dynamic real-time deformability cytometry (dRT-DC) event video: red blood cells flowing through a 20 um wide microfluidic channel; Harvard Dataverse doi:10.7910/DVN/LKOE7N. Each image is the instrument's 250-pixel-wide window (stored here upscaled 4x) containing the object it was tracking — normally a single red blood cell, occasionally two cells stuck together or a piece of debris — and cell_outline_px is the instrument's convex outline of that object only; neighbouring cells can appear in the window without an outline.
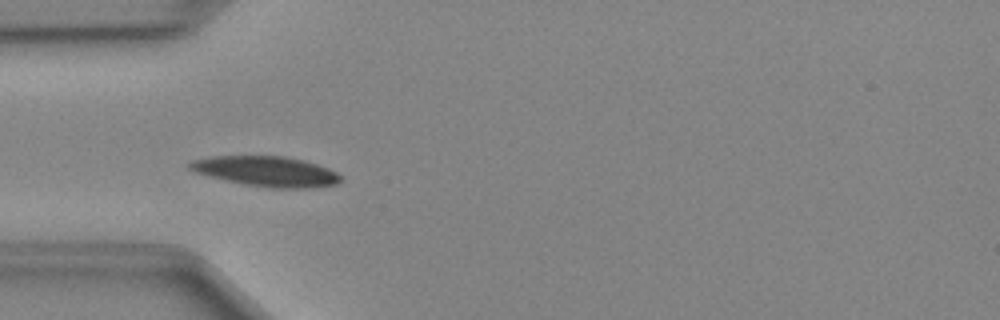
{"species": "Egyptian fruit bat (a non-hibernating species)", "species_latin": "Rousettus aegyptiacus", "temperature_condition": "cold", "stored_images_in_passage": 39, "camera_frame_rate_fps": 3000, "um_per_image_px": 0.085, "animal": {"sex": "female"}, "frame": {"image": 1, "passage_image": 5, "time_ms": 1.333, "image_size_px": [1000, 320], "cell_outline_px": [[340, 180], [336, 184], [312, 188], [272, 188], [244, 184], [208, 176], [196, 172], [188, 168], [184, 164], [192, 160], [212, 156], [284, 156], [304, 160], [328, 168], [336, 172], [340, 176]], "centroid_in_image_um": [22.6, 14.56], "position_along_channel_um": 62.4, "area_um2": 26.53}}
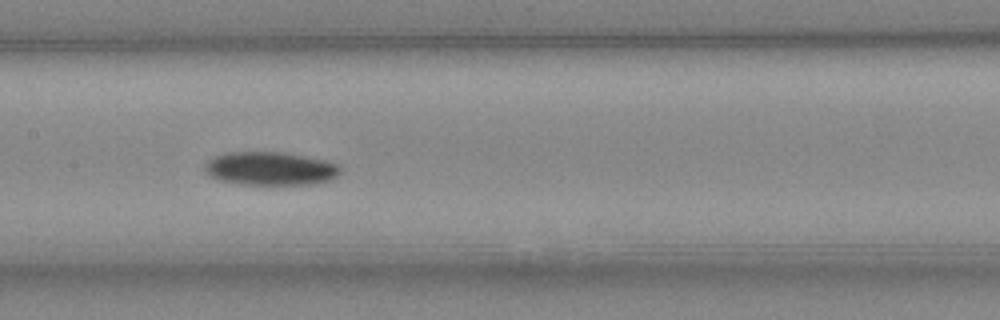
{"frame": {"image": 2, "passage_image": 14, "time_ms": 4.333, "image_size_px": [1000, 320], "cell_outline_px": [[340, 172], [336, 176], [328, 180], [312, 184], [244, 184], [220, 180], [204, 172], [204, 164], [208, 160], [224, 152], [280, 152], [324, 160], [340, 164]], "centroid_in_image_um": [22.95, 14.32], "position_along_channel_um": 184.4, "area_um2": 26.13}}
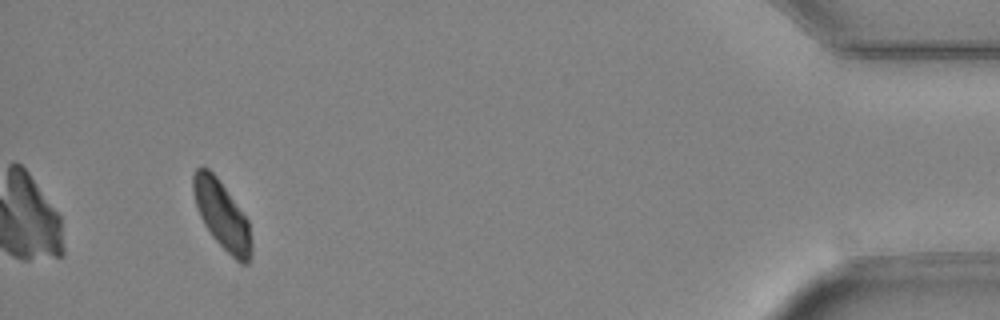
{"frame": {"image": 3, "passage_image": 36, "time_ms": 11.667, "image_size_px": [1000, 320], "cell_outline_px": [[252, 252], [248, 264], [240, 264], [212, 236], [204, 224], [196, 208], [192, 192], [192, 176], [196, 168], [200, 164], [208, 168], [216, 176], [248, 220], [252, 244]], "centroid_in_image_um": [18.84, 18.26], "position_along_channel_um": 416.4, "area_um2": 23.06}}